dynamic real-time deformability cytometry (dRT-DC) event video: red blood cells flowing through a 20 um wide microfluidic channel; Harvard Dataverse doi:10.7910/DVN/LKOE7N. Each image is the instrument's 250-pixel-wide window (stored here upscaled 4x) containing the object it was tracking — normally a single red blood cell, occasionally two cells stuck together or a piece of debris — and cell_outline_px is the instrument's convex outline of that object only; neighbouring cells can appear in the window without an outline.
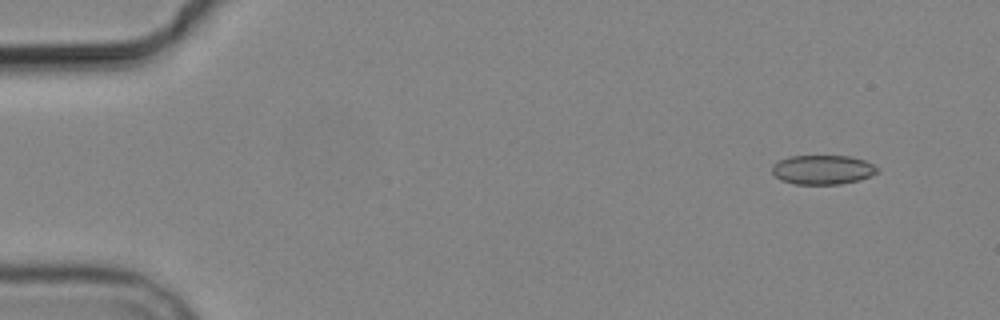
{"species": "common noctule bat (a hibernating species)", "species_latin": "Nyctalus noctula", "temperature_condition": "cold", "stored_images_in_passage": 10, "camera_frame_rate_fps": 3000, "um_per_image_px": 0.085, "animal": {"sex": "male", "body_mass_g": 19.2, "forearm_length_mm": 51.8}, "frame": {"image": 1, "passage_image": 1, "time_ms": 0.0, "image_size_px": [1000, 320], "cell_outline_px": [[880, 172], [872, 176], [860, 180], [840, 184], [796, 184], [780, 180], [772, 172], [772, 164], [788, 156], [848, 156], [864, 160], [880, 168]], "centroid_in_image_um": [69.96, 14.43], "position_along_channel_um": 15.0, "area_um2": 18.15}}
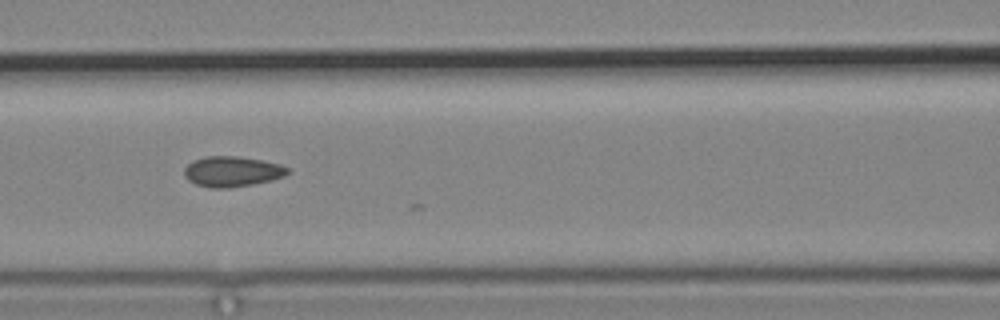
{"frame": {"image": 2, "passage_image": 6, "time_ms": 6.667, "image_size_px": [1000, 320], "cell_outline_px": [[288, 172], [284, 176], [272, 180], [252, 184], [228, 188], [212, 188], [196, 184], [188, 180], [184, 176], [184, 168], [192, 160], [204, 156], [236, 156], [260, 160], [280, 164], [288, 168]], "centroid_in_image_um": [19.69, 14.57], "position_along_channel_um": 146.9, "area_um2": 18.26}}
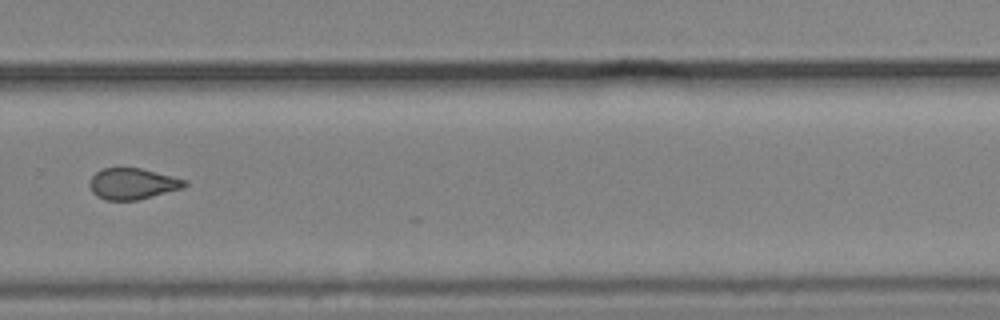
{"frame": {"image": 3, "passage_image": 10, "time_ms": 11.333, "image_size_px": [1000, 320], "cell_outline_px": [[188, 184], [184, 188], [136, 200], [104, 200], [96, 196], [92, 192], [88, 184], [92, 176], [96, 172], [104, 168], [140, 168], [188, 180]], "centroid_in_image_um": [11.26, 15.62], "position_along_channel_um": 318.5, "area_um2": 17.28}}